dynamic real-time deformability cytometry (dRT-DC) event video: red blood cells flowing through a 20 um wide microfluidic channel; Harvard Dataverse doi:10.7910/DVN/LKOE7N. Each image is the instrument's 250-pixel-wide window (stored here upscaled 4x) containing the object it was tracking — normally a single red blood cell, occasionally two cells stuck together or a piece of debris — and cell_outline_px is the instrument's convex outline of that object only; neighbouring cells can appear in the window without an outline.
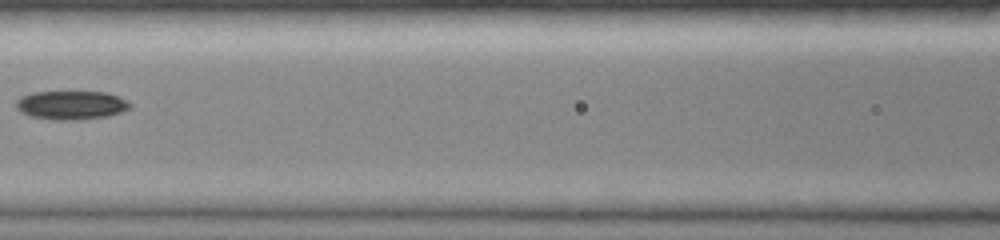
{"species": "common noctule bat (a hibernating species)", "species_latin": "Nyctalus noctula", "temperature_condition": "room temperature", "stored_images_in_passage": 21, "camera_frame_rate_fps": 3000, "um_per_image_px": 0.085, "animal": {"sex": "female", "body_mass_g": 19.0, "forearm_length_mm": 51.5}, "frame": {"image": 1, "passage_image": 13, "time_ms": 6.333, "image_size_px": [1000, 240], "cell_outline_px": [[132, 108], [108, 116], [80, 120], [52, 120], [32, 116], [20, 112], [16, 108], [16, 100], [20, 96], [32, 92], [104, 92], [128, 100], [132, 104]], "centroid_in_image_um": [6.05, 8.94], "position_along_channel_um": 160.6, "area_um2": 19.25}}
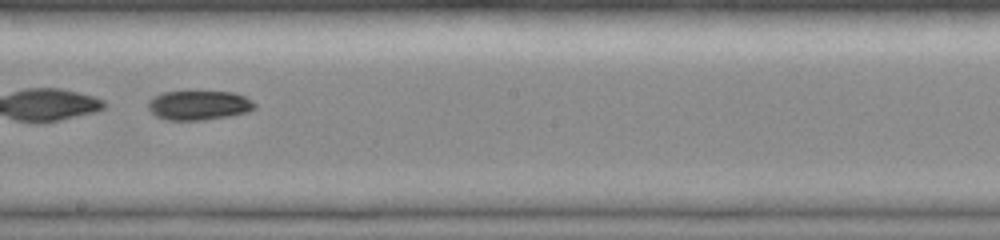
{"frame": {"image": 2, "passage_image": 17, "time_ms": 8.0, "image_size_px": [1000, 240], "cell_outline_px": [[256, 108], [248, 112], [228, 116], [200, 120], [168, 120], [156, 116], [148, 108], [148, 100], [160, 92], [232, 92], [244, 96], [252, 100], [256, 104]], "centroid_in_image_um": [16.9, 8.95], "position_along_channel_um": 231.3, "area_um2": 18.21}}
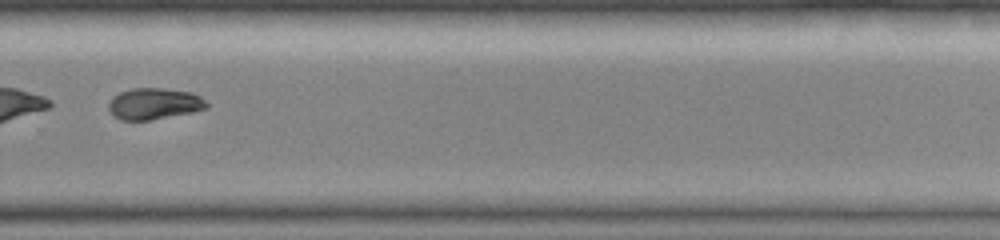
{"frame": {"image": 3, "passage_image": 21, "time_ms": 10.0, "image_size_px": [1000, 240], "cell_outline_px": [[208, 108], [192, 112], [148, 120], [120, 120], [112, 116], [108, 108], [108, 104], [112, 96], [120, 92], [132, 88], [160, 88], [192, 92], [200, 96], [208, 104]], "centroid_in_image_um": [13.07, 8.81], "position_along_channel_um": 316.7, "area_um2": 17.98}}